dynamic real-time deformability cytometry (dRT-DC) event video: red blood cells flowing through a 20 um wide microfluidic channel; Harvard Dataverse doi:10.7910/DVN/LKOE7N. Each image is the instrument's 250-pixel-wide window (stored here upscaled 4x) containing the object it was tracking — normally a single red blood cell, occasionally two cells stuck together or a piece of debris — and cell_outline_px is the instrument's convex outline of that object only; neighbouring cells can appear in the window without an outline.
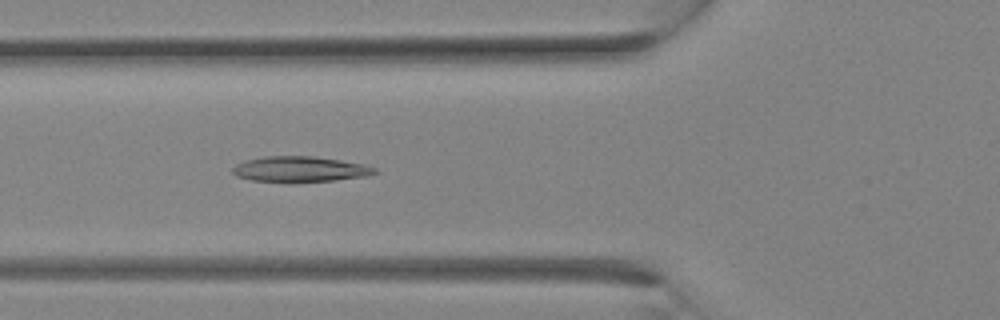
{"species": "Egyptian fruit bat (a non-hibernating species)", "species_latin": "Rousettus aegyptiacus", "temperature_condition": "room temperature", "stored_images_in_passage": 7, "camera_frame_rate_fps": 3000, "um_per_image_px": 0.085, "animal": {"sex": "female"}, "frame": {"image": 1, "passage_image": 7, "time_ms": 2.0, "image_size_px": [1000, 320], "cell_outline_px": [[380, 172], [368, 176], [336, 180], [288, 184], [252, 180], [236, 176], [232, 172], [232, 168], [236, 164], [244, 160], [264, 156], [312, 156], [368, 164], [376, 168]], "centroid_in_image_um": [25.52, 14.4], "position_along_channel_um": 100.3, "area_um2": 21.96}}